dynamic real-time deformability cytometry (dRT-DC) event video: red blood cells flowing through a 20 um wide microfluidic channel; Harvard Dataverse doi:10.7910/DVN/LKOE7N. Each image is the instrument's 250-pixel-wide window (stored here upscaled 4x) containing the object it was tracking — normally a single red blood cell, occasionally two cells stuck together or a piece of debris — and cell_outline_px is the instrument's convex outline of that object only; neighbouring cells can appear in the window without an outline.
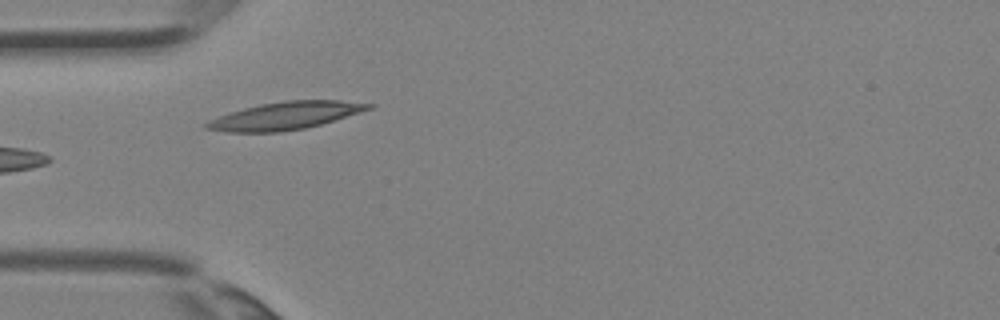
{"species": "Egyptian fruit bat (a non-hibernating species)", "species_latin": "Rousettus aegyptiacus", "temperature_condition": "room temperature", "stored_images_in_passage": 4, "camera_frame_rate_fps": 3000, "um_per_image_px": 0.085, "animal": {"sex": "female"}, "frame": {"image": 1, "passage_image": 4, "time_ms": 1.0, "image_size_px": [1000, 320], "cell_outline_px": [[376, 104], [372, 108], [360, 112], [320, 124], [304, 128], [276, 132], [228, 132], [204, 128], [204, 124], [208, 120], [244, 108], [260, 104], [284, 100], [340, 100]], "centroid_in_image_um": [24.25, 9.83], "position_along_channel_um": 60.7, "area_um2": 25.78}}